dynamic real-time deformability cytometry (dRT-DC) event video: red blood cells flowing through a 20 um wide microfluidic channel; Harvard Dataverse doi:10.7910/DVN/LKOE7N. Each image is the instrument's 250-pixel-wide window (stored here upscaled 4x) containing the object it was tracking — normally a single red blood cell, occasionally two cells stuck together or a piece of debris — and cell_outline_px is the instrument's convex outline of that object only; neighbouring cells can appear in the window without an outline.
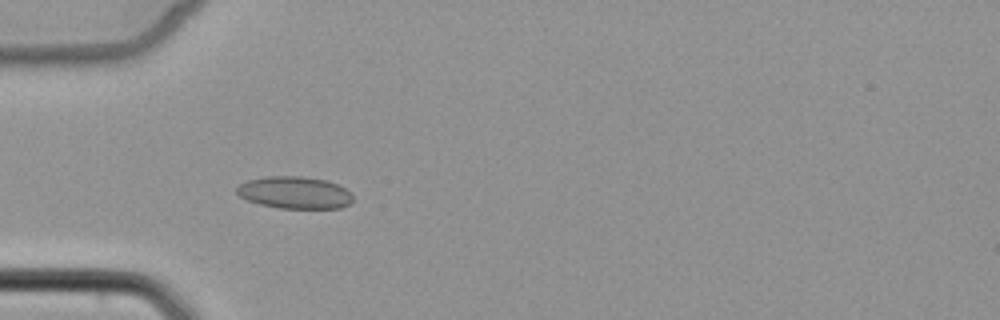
{"species": "common noctule bat (a hibernating species)", "species_latin": "Nyctalus noctula", "temperature_condition": "cold", "stored_images_in_passage": 6, "camera_frame_rate_fps": 3000, "um_per_image_px": 0.085, "animal": {"sex": "female", "body_mass_g": 22.7, "forearm_length_mm": 54.2}, "frame": {"image": 1, "passage_image": 5, "time_ms": 5.667, "image_size_px": [1000, 320], "cell_outline_px": [[352, 200], [348, 204], [340, 208], [280, 208], [260, 204], [248, 200], [240, 196], [236, 192], [236, 188], [240, 184], [248, 180], [268, 176], [300, 176], [328, 180], [352, 192]], "centroid_in_image_um": [25.05, 16.36], "position_along_channel_um": 59.9, "area_um2": 21.68}}
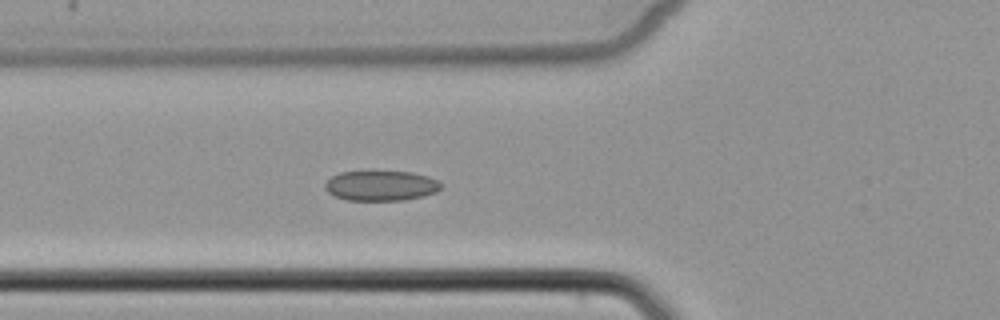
{"frame": {"image": 2, "passage_image": 6, "time_ms": 6.667, "image_size_px": [1000, 320], "cell_outline_px": [[440, 188], [436, 192], [424, 196], [404, 200], [348, 200], [336, 196], [328, 192], [324, 188], [324, 184], [332, 176], [340, 172], [372, 168], [412, 172], [428, 176], [436, 180], [440, 184]], "centroid_in_image_um": [32.35, 15.72], "position_along_channel_um": 93.5, "area_um2": 21.15}}